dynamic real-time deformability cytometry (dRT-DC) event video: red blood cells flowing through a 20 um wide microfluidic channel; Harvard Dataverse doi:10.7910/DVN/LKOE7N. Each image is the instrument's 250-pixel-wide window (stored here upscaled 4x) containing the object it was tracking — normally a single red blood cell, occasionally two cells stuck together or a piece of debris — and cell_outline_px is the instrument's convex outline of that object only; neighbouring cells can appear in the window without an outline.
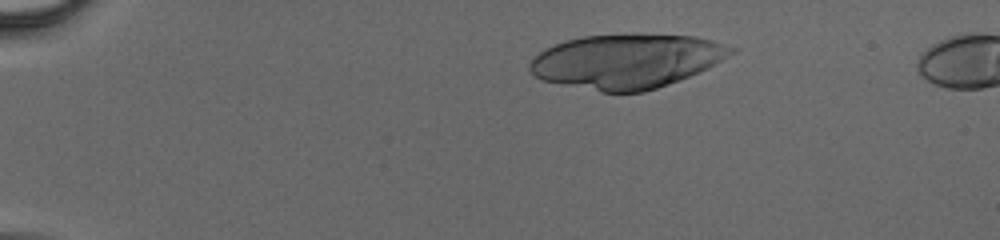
{"species": "human", "species_latin": "Homo sapiens", "temperature_condition": "cold", "stored_images_in_passage": 36, "camera_frame_rate_fps": 3000, "um_per_image_px": 0.085, "donor": {"sex": "male"}, "frame": {"image": 1, "passage_image": 6, "time_ms": 1.667, "image_size_px": [1000, 240], "cell_outline_px": [[736, 52], [708, 68], [680, 80], [644, 92], [604, 92], [540, 80], [528, 68], [528, 64], [544, 48], [568, 40], [584, 36], [636, 32], [640, 32], [696, 36], [712, 40], [736, 48]], "centroid_in_image_um": [53.3, 5.17], "position_along_channel_um": 31.7, "area_um2": 64.27}}